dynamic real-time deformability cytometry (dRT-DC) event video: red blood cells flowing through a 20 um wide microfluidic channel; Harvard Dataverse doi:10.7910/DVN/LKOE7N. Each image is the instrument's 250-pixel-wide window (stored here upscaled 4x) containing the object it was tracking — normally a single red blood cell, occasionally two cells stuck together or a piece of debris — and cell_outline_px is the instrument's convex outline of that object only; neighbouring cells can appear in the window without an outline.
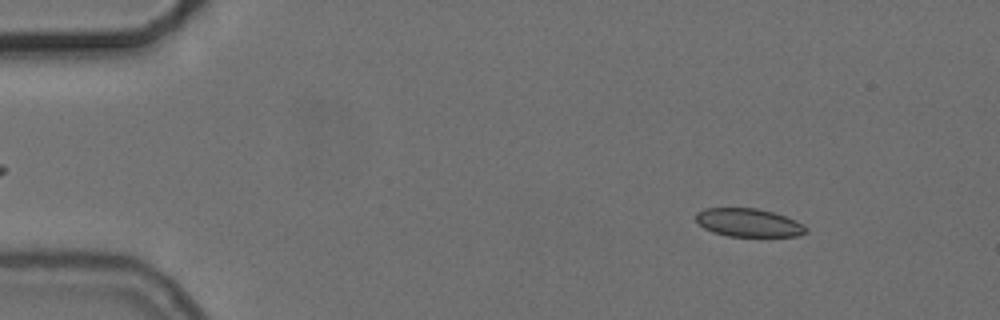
{"species": "common noctule bat (a hibernating species)", "species_latin": "Nyctalus noctula", "temperature_condition": "cold", "stored_images_in_passage": 55, "camera_frame_rate_fps": 3000, "um_per_image_px": 0.085, "animal": {"sex": "female", "body_mass_g": 24.6, "forearm_length_mm": 56.2}, "frame": {"image": 1, "passage_image": 7, "time_ms": 2.0, "image_size_px": [1000, 320], "cell_outline_px": [[808, 232], [800, 236], [728, 236], [712, 232], [704, 228], [696, 220], [696, 212], [704, 208], [756, 208], [772, 212], [796, 220], [804, 224], [808, 228]], "centroid_in_image_um": [63.65, 18.93], "position_along_channel_um": 21.4, "area_um2": 18.21}}
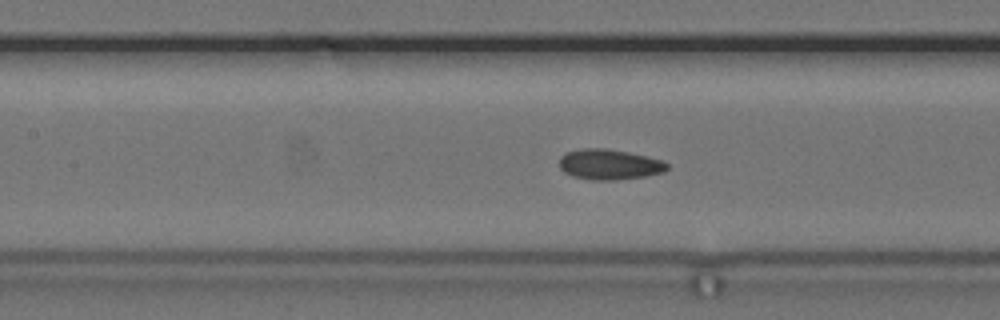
{"frame": {"image": 2, "passage_image": 25, "time_ms": 8.0, "image_size_px": [1000, 320], "cell_outline_px": [[668, 168], [664, 172], [648, 176], [612, 180], [592, 180], [572, 176], [564, 172], [560, 168], [560, 156], [568, 152], [580, 148], [608, 148], [648, 156], [664, 160], [668, 164]], "centroid_in_image_um": [51.82, 13.97], "position_along_channel_um": 155.6, "area_um2": 19.31}}
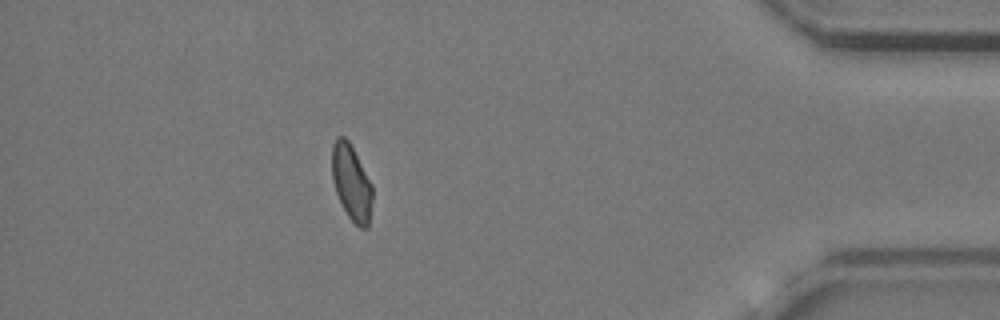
{"frame": {"image": 3, "passage_image": 49, "time_ms": 16.0, "image_size_px": [1000, 320], "cell_outline_px": [[372, 200], [368, 228], [360, 228], [348, 216], [336, 192], [332, 180], [332, 144], [336, 136], [344, 136], [348, 140], [372, 184]], "centroid_in_image_um": [29.86, 15.5], "position_along_channel_um": 405.3, "area_um2": 17.69}, "authors_computed_cell_mechanics": {"area_um2": 18.8428, "velocity_mm_per_s": 3.7168, "shape_relaxation_time_tau1_ms": null, "shape_relaxation_time_tau2_ms": 2.0876, "deformation_change_tau1": null, "deformation_change_tau2": 0.0686}}